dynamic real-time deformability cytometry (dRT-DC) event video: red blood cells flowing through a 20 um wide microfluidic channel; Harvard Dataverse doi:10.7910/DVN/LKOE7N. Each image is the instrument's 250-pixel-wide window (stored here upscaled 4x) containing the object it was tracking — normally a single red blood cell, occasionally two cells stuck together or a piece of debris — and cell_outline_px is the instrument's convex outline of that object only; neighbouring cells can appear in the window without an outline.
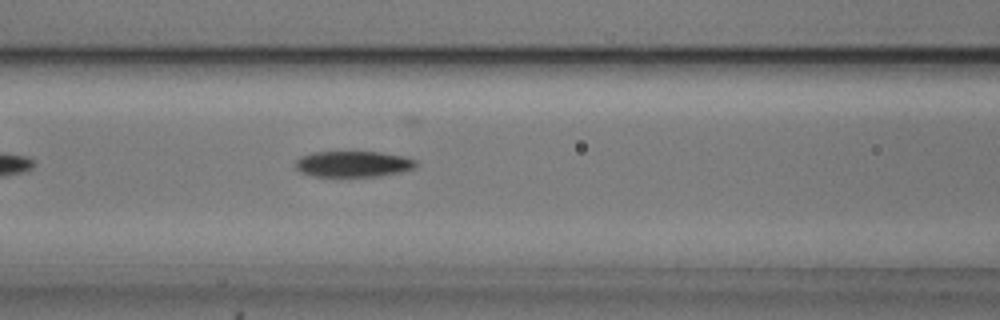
{"species": "common noctule bat (a hibernating species)", "species_latin": "Nyctalus noctula", "temperature_condition": "cold", "stored_images_in_passage": 32, "camera_frame_rate_fps": 3000, "um_per_image_px": 0.085, "animal": {"sex": "male", "body_mass_g": 20.5, "forearm_length_mm": 52.5}, "frame": {"image": 1, "passage_image": 10, "time_ms": 3.0, "image_size_px": [1000, 320], "cell_outline_px": [[420, 164], [416, 168], [400, 172], [380, 176], [312, 176], [300, 172], [296, 168], [296, 160], [300, 156], [316, 152], [380, 152], [404, 156], [416, 160]], "centroid_in_image_um": [30.07, 13.94], "position_along_channel_um": 136.5, "area_um2": 18.32}}
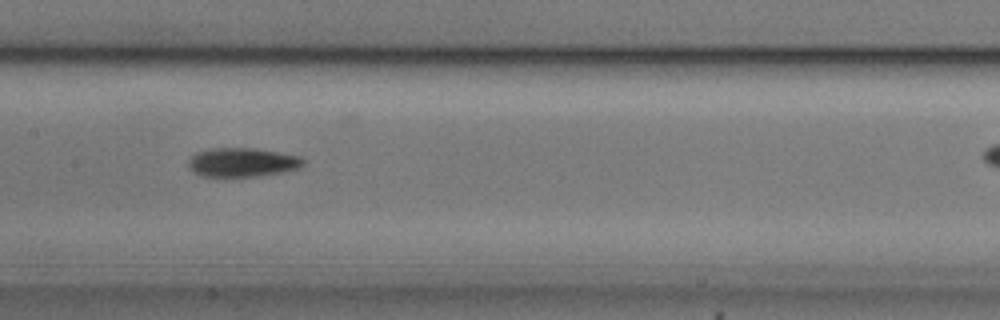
{"frame": {"image": 2, "passage_image": 14, "time_ms": 4.333, "image_size_px": [1000, 320], "cell_outline_px": [[304, 164], [300, 168], [284, 172], [260, 176], [204, 176], [188, 168], [188, 160], [196, 152], [212, 148], [252, 148], [300, 156], [304, 160]], "centroid_in_image_um": [20.61, 13.8], "position_along_channel_um": 186.8, "area_um2": 19.31}}